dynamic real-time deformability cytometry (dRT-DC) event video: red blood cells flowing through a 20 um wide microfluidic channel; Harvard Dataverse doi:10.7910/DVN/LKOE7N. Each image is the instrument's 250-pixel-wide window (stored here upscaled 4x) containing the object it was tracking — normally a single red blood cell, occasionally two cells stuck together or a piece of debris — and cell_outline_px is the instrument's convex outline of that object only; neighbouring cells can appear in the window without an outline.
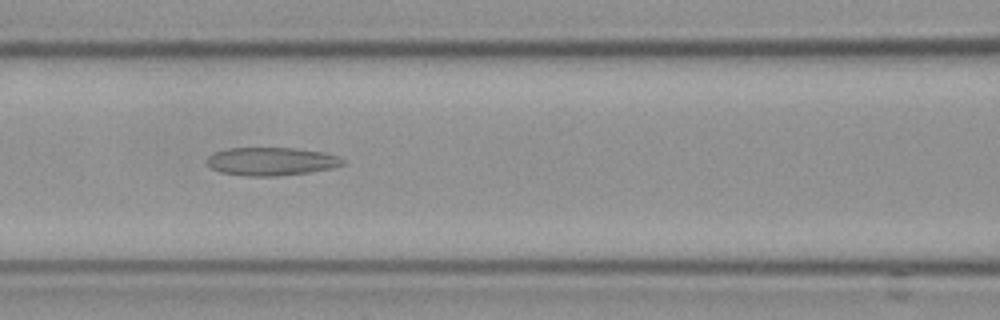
{"species": "Egyptian fruit bat (a non-hibernating species)", "species_latin": "Rousettus aegyptiacus", "temperature_condition": "cold", "stored_images_in_passage": 58, "camera_frame_rate_fps": 3000, "um_per_image_px": 0.085, "frame": {"image": 1, "passage_image": 26, "time_ms": 8.333, "image_size_px": [1000, 320], "cell_outline_px": [[344, 164], [328, 168], [308, 172], [276, 176], [244, 176], [220, 172], [212, 168], [208, 164], [208, 156], [212, 152], [228, 148], [292, 148], [324, 152], [336, 156], [344, 160]], "centroid_in_image_um": [23.0, 13.71], "position_along_channel_um": 143.6, "area_um2": 22.08}}
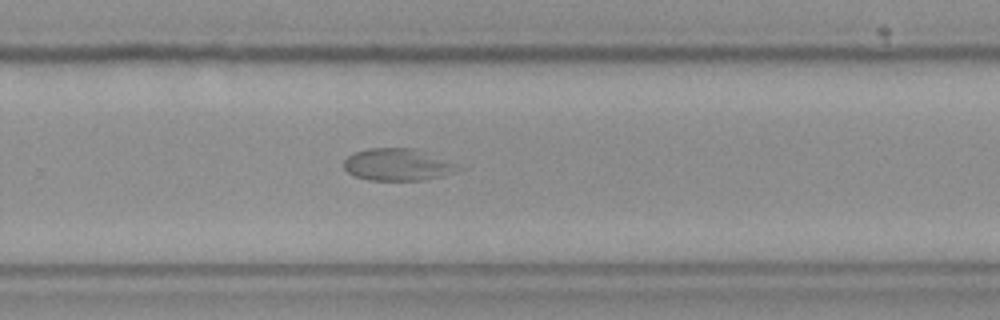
{"frame": {"image": 2, "passage_image": 39, "time_ms": 12.667, "image_size_px": [1000, 320], "cell_outline_px": [[468, 168], [444, 176], [424, 180], [368, 180], [352, 176], [344, 168], [344, 160], [352, 152], [368, 148], [416, 148]], "centroid_in_image_um": [33.84, 14.0], "position_along_channel_um": 296.0, "area_um2": 21.85}}
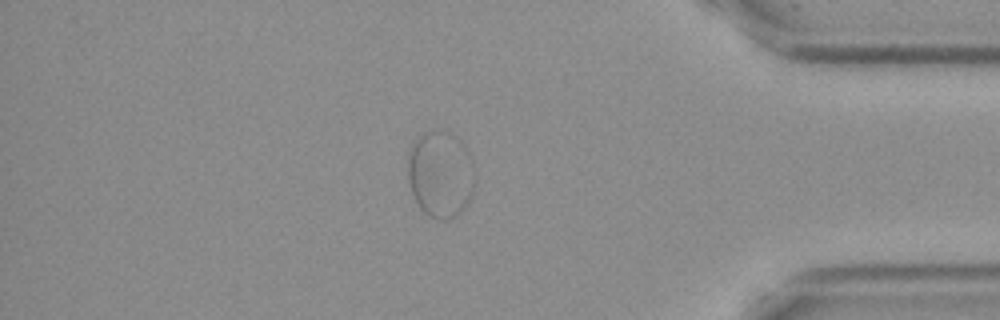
{"frame": {"image": 3, "passage_image": 50, "time_ms": 16.333, "image_size_px": [1000, 320], "cell_outline_px": [[476, 172], [472, 192], [464, 208], [456, 216], [448, 220], [436, 220], [428, 216], [416, 204], [408, 180], [408, 164], [412, 144], [420, 136], [428, 132], [448, 132], [456, 136], [460, 140], [468, 152], [472, 160]], "centroid_in_image_um": [37.46, 14.86], "position_along_channel_um": 397.7, "area_um2": 33.81}}